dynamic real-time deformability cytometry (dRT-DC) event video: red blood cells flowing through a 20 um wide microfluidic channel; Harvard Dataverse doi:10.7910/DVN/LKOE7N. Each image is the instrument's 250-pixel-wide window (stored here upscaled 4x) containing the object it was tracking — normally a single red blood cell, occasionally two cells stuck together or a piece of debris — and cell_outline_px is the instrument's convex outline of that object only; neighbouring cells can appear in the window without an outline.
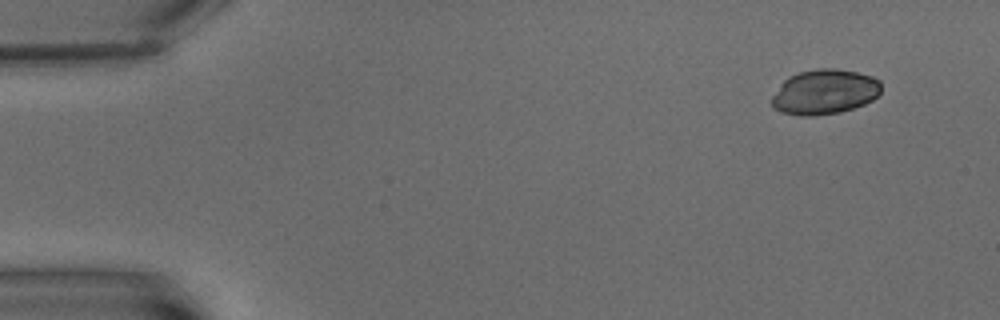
{"species": "common noctule bat (a hibernating species)", "species_latin": "Nyctalus noctula", "temperature_condition": "warm", "stored_images_in_passage": 10, "camera_frame_rate_fps": 3000, "um_per_image_px": 0.085, "animal": {"sex": "male", "body_mass_g": 15.6}, "frame": {"image": 1, "passage_image": 1, "time_ms": 0.0, "image_size_px": [1000, 320], "cell_outline_px": [[880, 92], [872, 100], [864, 104], [840, 112], [812, 116], [800, 116], [780, 112], [772, 108], [772, 96], [780, 84], [788, 76], [800, 72], [816, 68], [836, 68], [856, 72], [872, 76], [880, 80]], "centroid_in_image_um": [70.06, 7.81], "position_along_channel_um": 14.9, "area_um2": 28.78}}
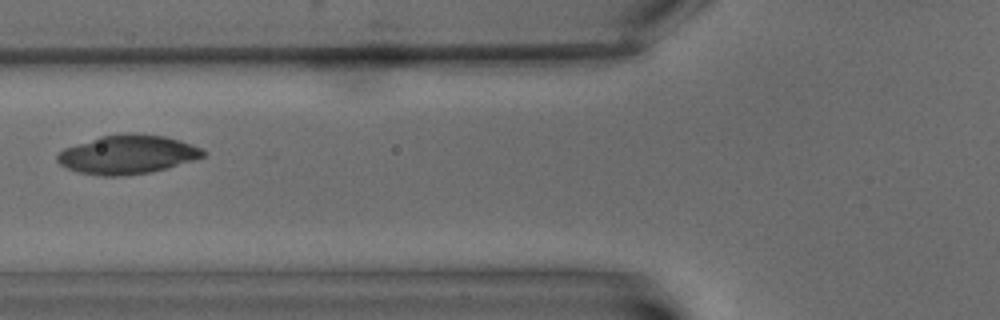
{"frame": {"image": 2, "passage_image": 7, "time_ms": 7.0, "image_size_px": [1000, 320], "cell_outline_px": [[208, 152], [204, 156], [168, 168], [152, 172], [120, 176], [100, 176], [80, 172], [68, 168], [60, 164], [56, 160], [56, 156], [64, 148], [100, 136], [124, 132], [132, 132], [164, 136], [180, 140], [192, 144]], "centroid_in_image_um": [10.85, 13.12], "position_along_channel_um": 115.0, "area_um2": 33.12}}
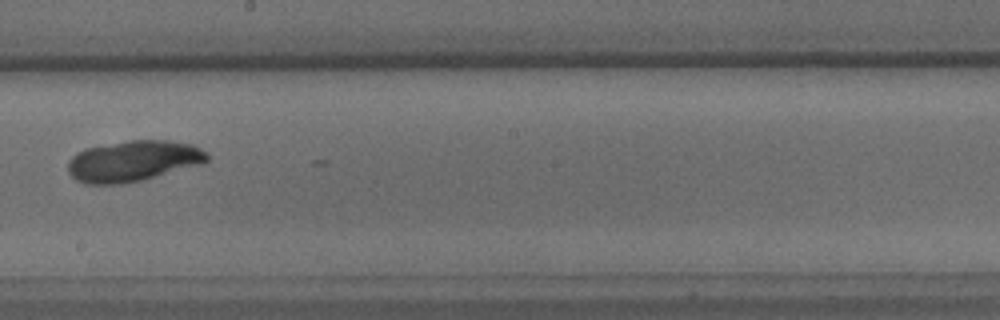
{"frame": {"image": 3, "passage_image": 10, "time_ms": 11.0, "image_size_px": [1000, 320], "cell_outline_px": [[208, 160], [204, 164], [140, 180], [120, 184], [88, 184], [76, 180], [68, 172], [68, 160], [76, 152], [84, 148], [128, 140], [168, 140], [192, 144], [208, 152]], "centroid_in_image_um": [11.33, 13.67], "position_along_channel_um": 236.9, "area_um2": 33.35}}